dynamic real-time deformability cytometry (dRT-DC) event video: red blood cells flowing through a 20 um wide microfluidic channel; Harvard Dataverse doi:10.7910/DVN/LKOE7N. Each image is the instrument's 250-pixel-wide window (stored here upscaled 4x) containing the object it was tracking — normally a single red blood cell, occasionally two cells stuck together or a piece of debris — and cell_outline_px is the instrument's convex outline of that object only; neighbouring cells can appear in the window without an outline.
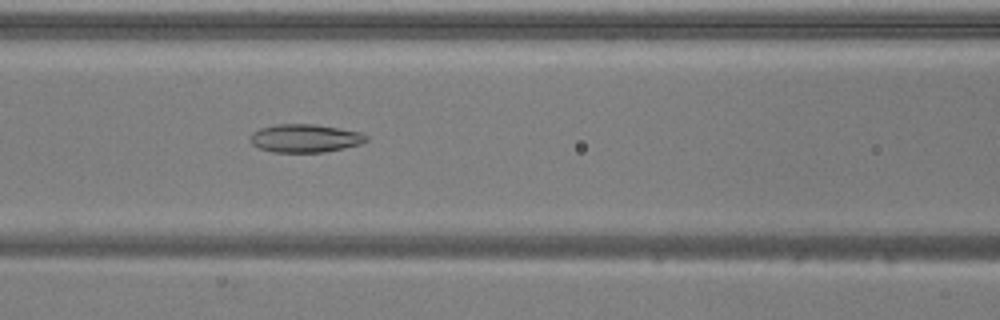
{"species": "common noctule bat (a hibernating species)", "species_latin": "Nyctalus noctula", "temperature_condition": "warm", "stored_images_in_passage": 52, "camera_frame_rate_fps": 3000, "um_per_image_px": 0.085, "animal": {"sex": "male", "body_mass_g": 20.5, "forearm_length_mm": 52.5}, "frame": {"image": 1, "passage_image": 23, "time_ms": 7.333, "image_size_px": [1000, 320], "cell_outline_px": [[368, 140], [360, 144], [344, 148], [324, 152], [272, 152], [260, 148], [252, 144], [252, 132], [260, 128], [276, 124], [316, 124], [360, 132], [368, 136]], "centroid_in_image_um": [25.95, 11.75], "position_along_channel_um": 140.7, "area_um2": 18.96}}
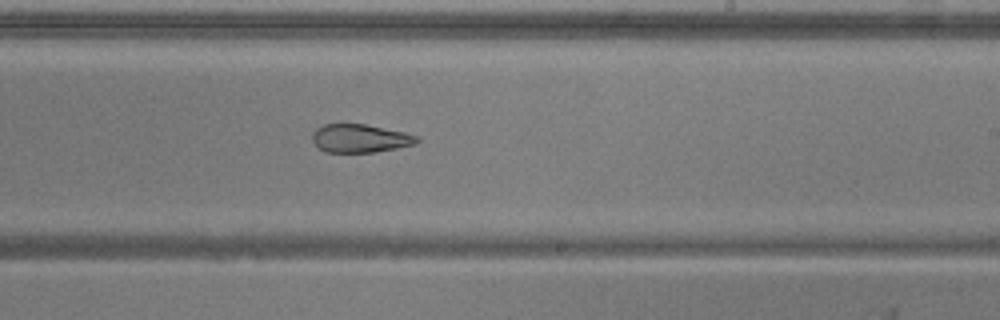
{"frame": {"image": 2, "passage_image": 32, "time_ms": 10.333, "image_size_px": [1000, 320], "cell_outline_px": [[420, 140], [416, 144], [376, 152], [324, 152], [312, 140], [312, 132], [316, 128], [324, 124], [364, 124], [404, 132], [420, 136]], "centroid_in_image_um": [30.62, 11.76], "position_along_channel_um": 258.4, "area_um2": 17.28}}
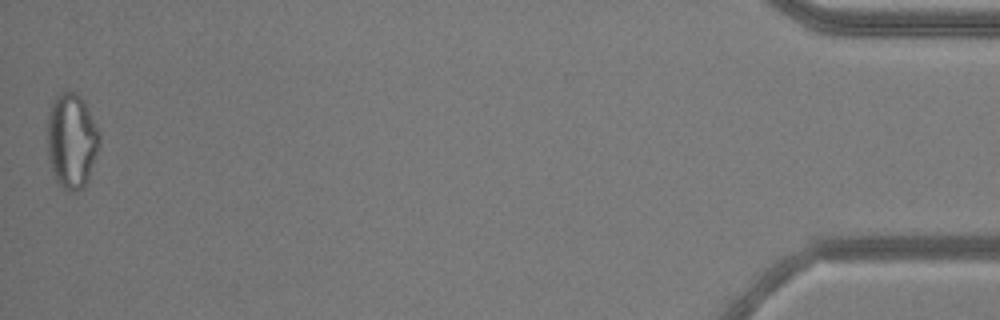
{"frame": {"image": 3, "passage_image": 52, "time_ms": 17.0, "image_size_px": [1000, 320], "cell_outline_px": [[100, 140], [88, 180], [84, 188], [76, 192], [72, 192], [64, 188], [56, 180], [48, 156], [48, 112], [52, 100], [60, 92], [76, 92], [84, 100], [100, 132]], "centroid_in_image_um": [6.1, 11.94], "position_along_channel_um": 429.1, "area_um2": 28.84}, "authors_computed_cell_mechanics": {"area_um2": 23.4957, "velocity_mm_per_s": 3.934, "shape_relaxation_time_tau1_ms": null, "shape_relaxation_time_tau2_ms": 2.5837, "deformation_change_tau1": null, "deformation_change_tau2": 0.107}}